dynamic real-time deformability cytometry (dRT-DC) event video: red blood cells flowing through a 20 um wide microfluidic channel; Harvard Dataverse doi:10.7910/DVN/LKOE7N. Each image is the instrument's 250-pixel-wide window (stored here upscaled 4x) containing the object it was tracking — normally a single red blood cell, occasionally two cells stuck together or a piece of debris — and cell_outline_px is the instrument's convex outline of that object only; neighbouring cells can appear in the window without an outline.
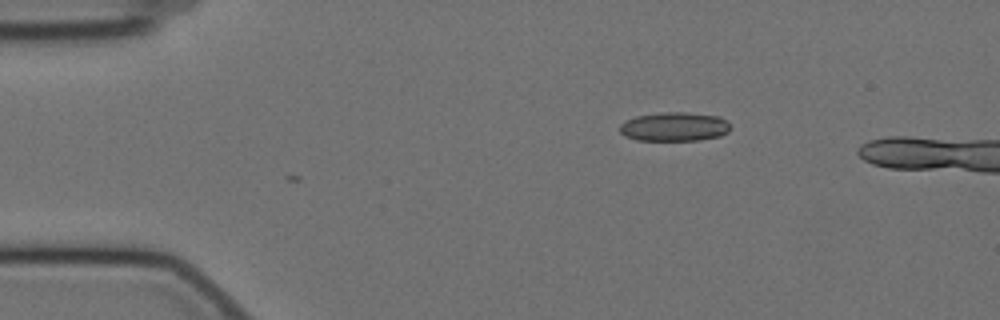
{"species": "Egyptian fruit bat (a non-hibernating species)", "species_latin": "Rousettus aegyptiacus", "temperature_condition": "cold", "stored_images_in_passage": 8, "camera_frame_rate_fps": 3000, "um_per_image_px": 0.085, "animal": {"sex": "female"}, "frame": {"image": 1, "passage_image": 8, "time_ms": 2.333, "image_size_px": [1000, 320], "cell_outline_px": [[732, 128], [728, 132], [720, 136], [700, 140], [636, 140], [624, 136], [620, 132], [620, 124], [636, 116], [664, 112], [684, 112], [720, 116]], "centroid_in_image_um": [57.33, 10.77], "position_along_channel_um": 27.7, "area_um2": 18.67}}